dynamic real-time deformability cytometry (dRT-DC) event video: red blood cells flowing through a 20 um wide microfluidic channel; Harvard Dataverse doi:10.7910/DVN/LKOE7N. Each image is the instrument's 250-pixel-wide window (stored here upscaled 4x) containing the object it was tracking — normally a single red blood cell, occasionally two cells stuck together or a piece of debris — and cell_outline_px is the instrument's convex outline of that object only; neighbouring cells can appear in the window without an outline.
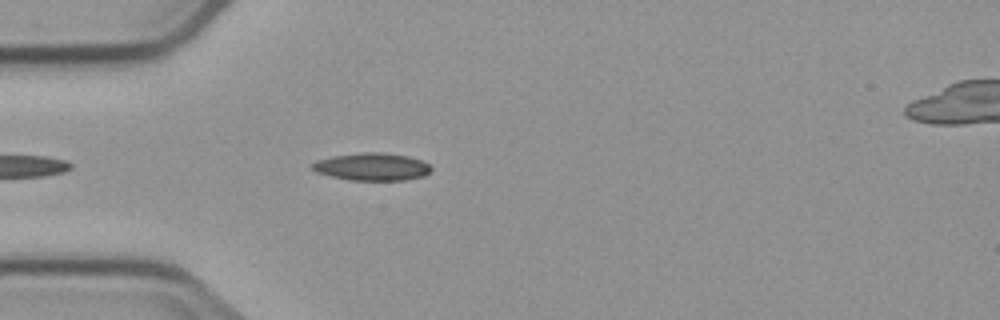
{"species": "common noctule bat (a hibernating species)", "species_latin": "Nyctalus noctula", "temperature_condition": "cold", "stored_images_in_passage": 4, "camera_frame_rate_fps": 3000, "um_per_image_px": 0.085, "animal": {"sex": "male", "body_mass_g": 23.1, "forearm_length_mm": 52.7}, "frame": {"image": 1, "passage_image": 4, "time_ms": 4.333, "image_size_px": [1000, 320], "cell_outline_px": [[432, 168], [424, 176], [404, 180], [348, 180], [316, 172], [312, 168], [312, 164], [316, 160], [336, 156], [364, 152], [376, 152], [408, 156], [420, 160], [428, 164]], "centroid_in_image_um": [31.62, 14.18], "position_along_channel_um": 53.4, "area_um2": 18.79}}